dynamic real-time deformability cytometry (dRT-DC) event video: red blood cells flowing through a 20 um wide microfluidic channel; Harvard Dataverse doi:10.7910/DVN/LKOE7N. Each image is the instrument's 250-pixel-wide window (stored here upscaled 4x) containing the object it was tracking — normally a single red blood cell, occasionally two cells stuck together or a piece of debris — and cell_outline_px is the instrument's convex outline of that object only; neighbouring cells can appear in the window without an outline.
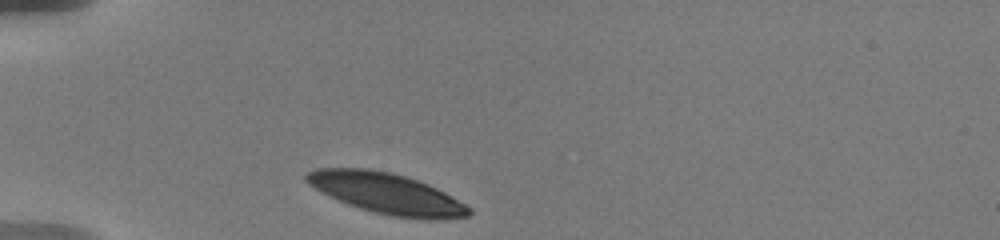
{"species": "human", "species_latin": "Homo sapiens", "temperature_condition": "warm", "stored_images_in_passage": 26, "camera_frame_rate_fps": 3000, "um_per_image_px": 0.085, "donor": {"sex": "male"}, "frame": {"image": 1, "passage_image": 1, "time_ms": 0.0, "image_size_px": [1000, 240], "cell_outline_px": [[472, 212], [468, 216], [436, 220], [424, 220], [392, 216], [360, 208], [348, 204], [328, 196], [308, 184], [304, 180], [304, 176], [308, 172], [316, 168], [368, 168], [388, 172], [404, 176], [428, 184], [444, 192], [472, 208]], "centroid_in_image_um": [32.86, 16.45], "position_along_channel_um": 52.1, "area_um2": 38.49}}
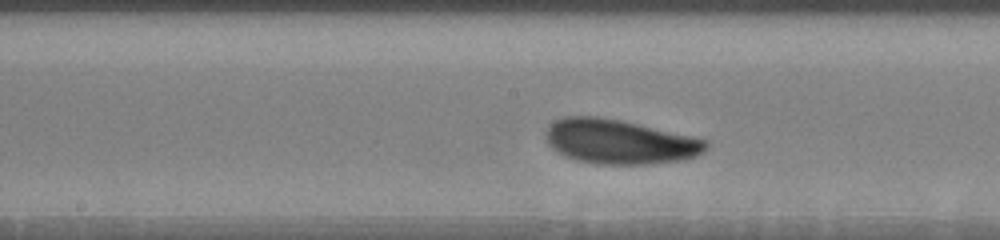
{"frame": {"image": 2, "passage_image": 11, "time_ms": 4.667, "image_size_px": [1000, 240], "cell_outline_px": [[708, 148], [704, 152], [696, 156], [680, 160], [648, 164], [600, 164], [576, 160], [564, 156], [556, 152], [548, 144], [544, 132], [556, 120], [564, 116], [596, 116], [620, 120], [692, 136], [708, 140]], "centroid_in_image_um": [52.65, 12.05], "position_along_channel_um": 195.6, "area_um2": 41.5}}
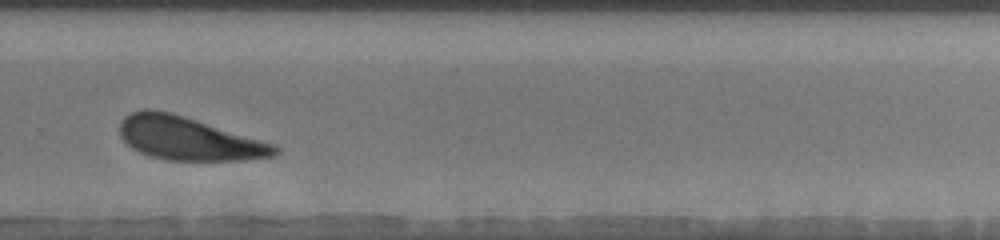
{"frame": {"image": 3, "passage_image": 19, "time_ms": 8.0, "image_size_px": [1000, 240], "cell_outline_px": [[280, 152], [276, 156], [244, 160], [168, 160], [148, 156], [132, 148], [120, 136], [120, 120], [124, 116], [132, 112], [144, 108], [152, 108], [172, 112], [276, 144], [280, 148]], "centroid_in_image_um": [16.05, 11.76], "position_along_channel_um": 313.8, "area_um2": 39.48}, "authors_computed_cell_mechanics": {"area_um2": 40.7201, "velocity_mm_per_s": 3.5593, "shape_relaxation_time_tau1_ms": 2.2049, "shape_relaxation_time_tau2_ms": null, "deformation_change_tau1": 0.0965, "deformation_change_tau2": null}}